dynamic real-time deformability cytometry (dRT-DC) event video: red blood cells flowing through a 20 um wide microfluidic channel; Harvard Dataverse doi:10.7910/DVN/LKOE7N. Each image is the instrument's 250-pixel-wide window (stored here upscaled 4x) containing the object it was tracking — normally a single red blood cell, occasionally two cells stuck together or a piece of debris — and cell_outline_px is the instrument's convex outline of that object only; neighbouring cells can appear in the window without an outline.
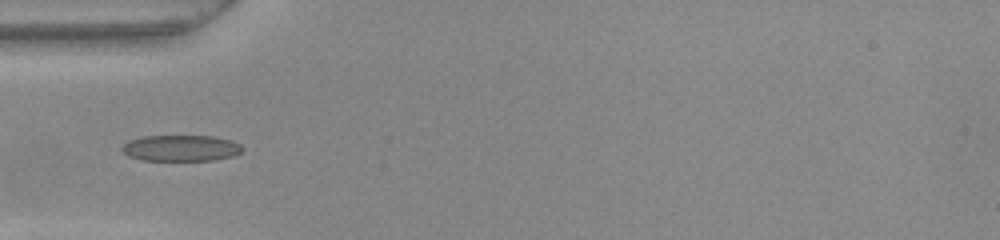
{"species": "common noctule bat (a hibernating species)", "species_latin": "Nyctalus noctula", "temperature_condition": "warm", "stored_images_in_passage": 36, "camera_frame_rate_fps": 3000, "um_per_image_px": 0.085, "animal": {"sex": "female", "body_mass_g": 22.0, "forearm_length_mm": 56.7}, "frame": {"image": 1, "passage_image": 1, "time_ms": 0.0, "image_size_px": [1000, 240], "cell_outline_px": [[244, 148], [240, 152], [232, 156], [212, 160], [140, 160], [128, 156], [120, 148], [128, 140], [144, 136], [212, 136], [228, 140], [240, 144]], "centroid_in_image_um": [15.34, 12.59], "position_along_channel_um": 69.7, "area_um2": 18.21}}
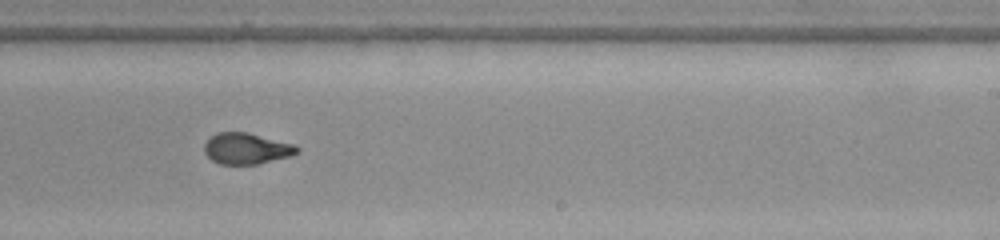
{"frame": {"image": 2, "passage_image": 16, "time_ms": 5.0, "image_size_px": [1000, 240], "cell_outline_px": [[300, 148], [292, 156], [260, 164], [220, 164], [212, 160], [204, 152], [204, 144], [216, 132], [248, 132], [292, 144]], "centroid_in_image_um": [20.94, 12.63], "position_along_channel_um": 268.1, "area_um2": 16.76}}
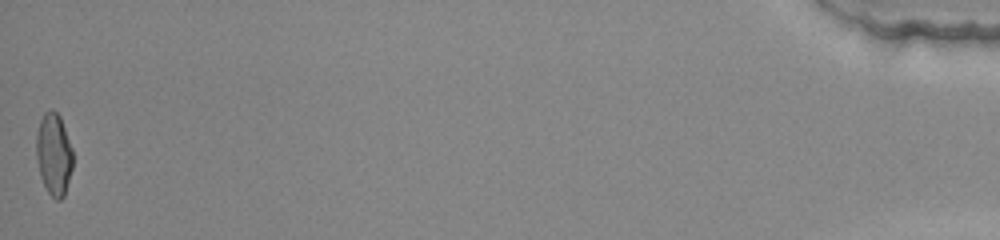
{"frame": {"image": 3, "passage_image": 36, "time_ms": 11.667, "image_size_px": [1000, 240], "cell_outline_px": [[72, 168], [64, 196], [60, 200], [56, 200], [48, 192], [40, 176], [36, 160], [36, 132], [40, 120], [44, 112], [52, 108], [60, 116], [72, 148]], "centroid_in_image_um": [4.56, 13.09], "position_along_channel_um": 430.6, "area_um2": 17.57}, "authors_computed_cell_mechanics": {"area_um2": 17.5712, "velocity_mm_per_s": 3.965, "shape_relaxation_time_tau1_ms": null, "shape_relaxation_time_tau2_ms": 0.8908, "deformation_change_tau1": null, "deformation_change_tau2": 0.0604}}